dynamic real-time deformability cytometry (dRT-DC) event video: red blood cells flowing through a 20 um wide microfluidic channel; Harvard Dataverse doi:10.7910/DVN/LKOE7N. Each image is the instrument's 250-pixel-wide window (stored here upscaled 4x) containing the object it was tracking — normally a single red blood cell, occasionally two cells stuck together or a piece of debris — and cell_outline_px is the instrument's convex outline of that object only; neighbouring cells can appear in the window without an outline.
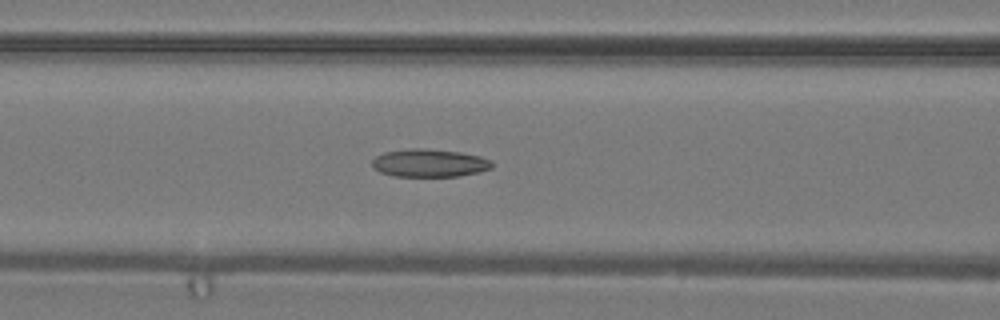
{"species": "common noctule bat (a hibernating species)", "species_latin": "Nyctalus noctula", "temperature_condition": "warm", "stored_images_in_passage": 33, "camera_frame_rate_fps": 3000, "um_per_image_px": 0.085, "animal": {"sex": "male", "body_mass_g": 19.2, "forearm_length_mm": 51.8}, "frame": {"image": 1, "passage_image": 15, "time_ms": 4.667, "image_size_px": [1000, 320], "cell_outline_px": [[492, 168], [480, 172], [460, 176], [396, 176], [380, 172], [372, 168], [372, 160], [376, 156], [384, 152], [408, 148], [424, 148], [460, 152], [480, 156], [492, 160]], "centroid_in_image_um": [36.5, 13.85], "position_along_channel_um": 130.1, "area_um2": 19.65}}
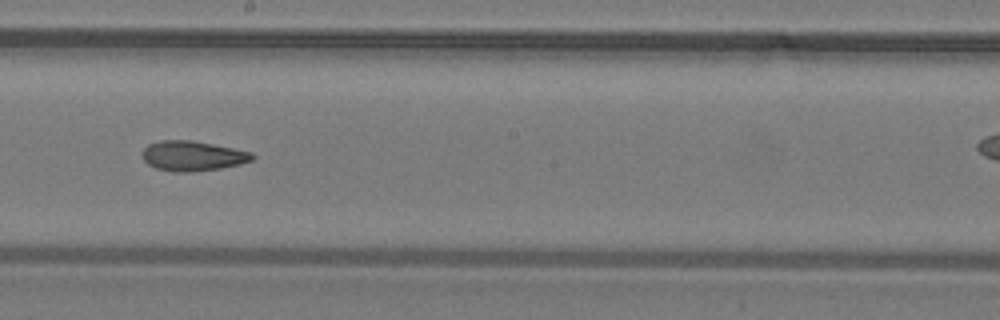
{"frame": {"image": 2, "passage_image": 21, "time_ms": 6.667, "image_size_px": [1000, 320], "cell_outline_px": [[256, 156], [252, 160], [240, 164], [220, 168], [192, 172], [172, 172], [156, 168], [148, 164], [144, 160], [144, 148], [148, 144], [160, 140], [192, 140], [252, 152]], "centroid_in_image_um": [16.38, 13.25], "position_along_channel_um": 231.8, "area_um2": 19.13}}
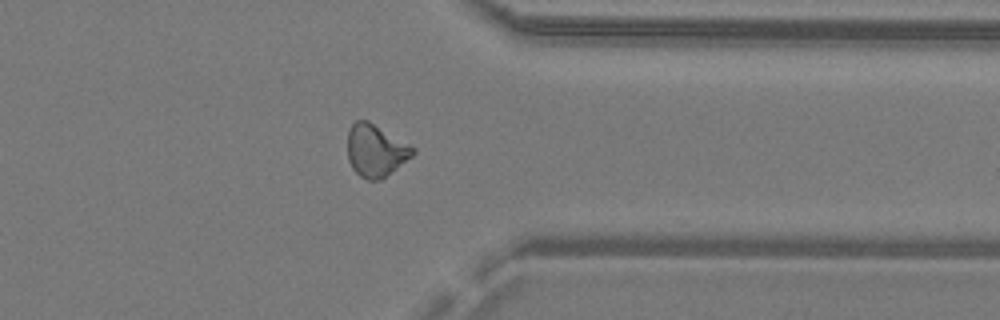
{"frame": {"image": 3, "passage_image": 30, "time_ms": 9.667, "image_size_px": [1000, 320], "cell_outline_px": [[416, 152], [412, 156], [380, 180], [368, 180], [360, 176], [352, 168], [348, 160], [348, 132], [352, 124], [356, 120], [368, 120], [416, 148]], "centroid_in_image_um": [31.93, 12.79], "position_along_channel_um": 379.5, "area_um2": 19.77}}